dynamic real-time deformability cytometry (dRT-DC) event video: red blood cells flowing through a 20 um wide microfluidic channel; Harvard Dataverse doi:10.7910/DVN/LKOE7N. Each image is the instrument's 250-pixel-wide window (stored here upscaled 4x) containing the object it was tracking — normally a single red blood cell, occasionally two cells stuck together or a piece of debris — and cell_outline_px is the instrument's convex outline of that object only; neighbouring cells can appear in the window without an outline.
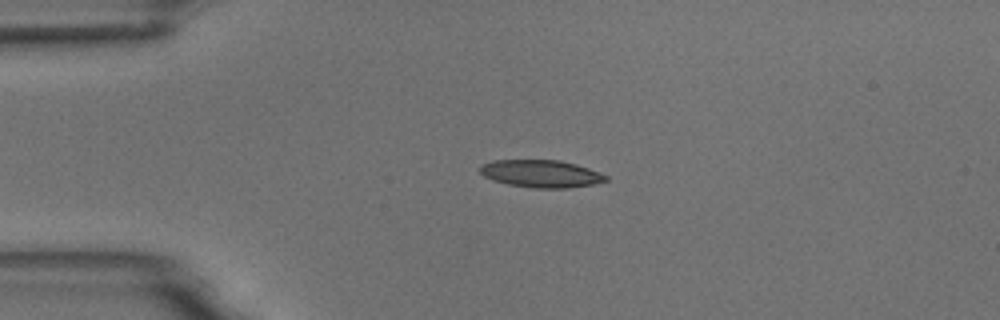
{"species": "common noctule bat (a hibernating species)", "species_latin": "Nyctalus noctula", "temperature_condition": "room temperature", "stored_images_in_passage": 3, "camera_frame_rate_fps": 3000, "um_per_image_px": 0.085, "animal": {"sex": "male", "body_mass_g": 18.8}, "frame": {"image": 1, "passage_image": 3, "time_ms": 2.333, "image_size_px": [1000, 320], "cell_outline_px": [[608, 180], [592, 184], [568, 188], [536, 188], [508, 184], [492, 180], [484, 176], [480, 172], [480, 164], [492, 160], [560, 160], [576, 164], [588, 168], [608, 176]], "centroid_in_image_um": [45.96, 14.75], "position_along_channel_um": 39.0, "area_um2": 20.11}}